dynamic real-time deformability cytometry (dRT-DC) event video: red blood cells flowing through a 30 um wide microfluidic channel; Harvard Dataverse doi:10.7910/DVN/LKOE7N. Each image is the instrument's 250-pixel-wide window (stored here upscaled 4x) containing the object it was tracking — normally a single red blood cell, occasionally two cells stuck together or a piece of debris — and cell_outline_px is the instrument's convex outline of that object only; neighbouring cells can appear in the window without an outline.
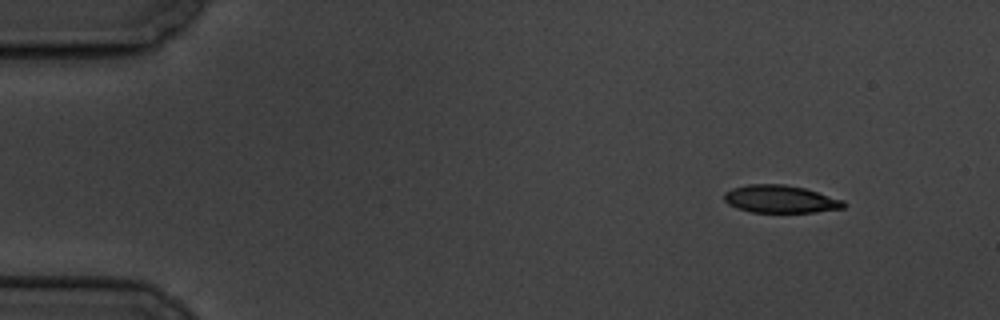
{"species": "common noctule bat (a hibernating species)", "species_latin": "Nyctalus noctula", "temperature_condition": "cold", "stored_images_in_passage": 4, "camera_frame_rate_fps": 3000, "um_per_image_px": 0.085, "animal": {"sex": "male", "body_mass_g": 19.5, "forearm_length_mm": 54.6}, "frame": {"image": 1, "passage_image": 1, "time_ms": 0.0, "image_size_px": [1000, 320], "cell_outline_px": [[848, 204], [844, 208], [816, 212], [752, 212], [736, 208], [728, 204], [724, 200], [724, 192], [732, 188], [748, 184], [784, 184], [804, 188], [844, 200]], "centroid_in_image_um": [66.34, 16.92], "position_along_channel_um": 18.7, "area_um2": 19.36}}
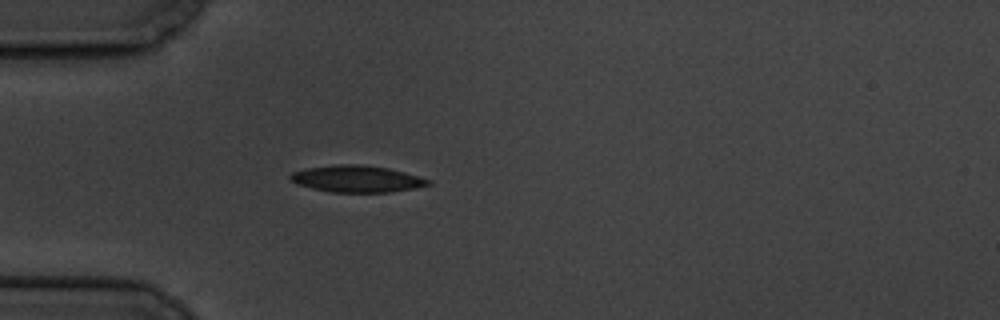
{"frame": {"image": 2, "passage_image": 4, "time_ms": 3.667, "image_size_px": [1000, 320], "cell_outline_px": [[432, 184], [412, 188], [388, 192], [332, 192], [312, 188], [296, 184], [288, 176], [292, 172], [304, 168], [336, 164], [360, 164], [388, 168], [404, 172], [432, 180]], "centroid_in_image_um": [30.3, 15.19], "position_along_channel_um": 54.7, "area_um2": 21.44}}